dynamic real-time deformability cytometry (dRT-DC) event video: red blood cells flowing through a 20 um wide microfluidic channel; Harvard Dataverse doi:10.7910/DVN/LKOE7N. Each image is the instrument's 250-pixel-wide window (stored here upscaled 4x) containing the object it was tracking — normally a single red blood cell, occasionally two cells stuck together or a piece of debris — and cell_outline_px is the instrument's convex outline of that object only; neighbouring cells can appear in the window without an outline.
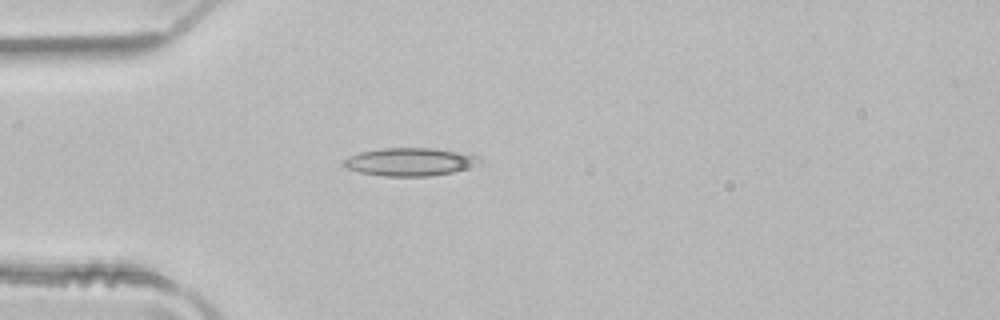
{"species": "common noctule bat (a hibernating species)", "species_latin": "Nyctalus noctula", "temperature_condition": "room temperature", "stored_images_in_passage": 3, "camera_frame_rate_fps": 3000, "um_per_image_px": 0.085, "animal": {"sex": "male", "body_mass_g": 21.5, "forearm_length_mm": 52.0}, "frame": {"image": 1, "passage_image": 3, "time_ms": 0.667, "image_size_px": [1000, 320], "cell_outline_px": [[480, 160], [456, 172], [432, 176], [384, 176], [360, 172], [348, 168], [340, 164], [340, 160], [348, 156], [360, 152], [380, 148], [432, 148], [460, 152], [480, 156]], "centroid_in_image_um": [34.76, 13.75], "position_along_channel_um": 50.2, "area_um2": 22.14}}